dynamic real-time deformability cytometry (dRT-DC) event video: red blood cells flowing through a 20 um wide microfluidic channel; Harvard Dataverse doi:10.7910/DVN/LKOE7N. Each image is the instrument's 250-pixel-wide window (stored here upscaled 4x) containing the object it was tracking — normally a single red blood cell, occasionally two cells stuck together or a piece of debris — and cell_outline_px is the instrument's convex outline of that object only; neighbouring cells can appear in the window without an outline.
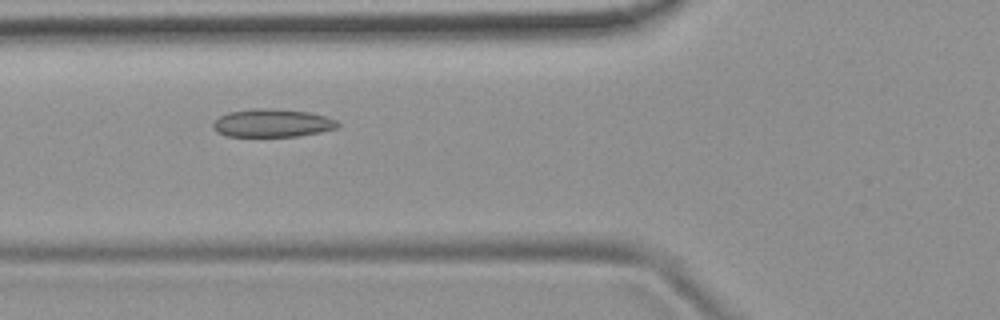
{"species": "common noctule bat (a hibernating species)", "species_latin": "Nyctalus noctula", "temperature_condition": "room temperature", "stored_images_in_passage": 4, "camera_frame_rate_fps": 3000, "um_per_image_px": 0.085, "animal": {"sex": "female", "body_mass_g": 19.9}, "frame": {"image": 1, "passage_image": 3, "time_ms": 0.667, "image_size_px": [1000, 320], "cell_outline_px": [[340, 128], [320, 132], [296, 136], [228, 136], [216, 132], [212, 128], [212, 124], [220, 116], [228, 112], [252, 108], [272, 108], [308, 112], [324, 116], [336, 120], [340, 124]], "centroid_in_image_um": [23.14, 10.45], "position_along_channel_um": 102.7, "area_um2": 20.46}}
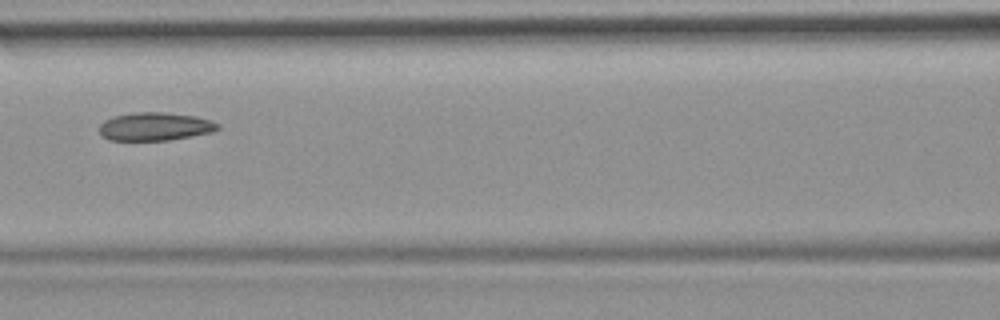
{"frame": {"image": 2, "passage_image": 4, "time_ms": 1.0, "image_size_px": [1000, 320], "cell_outline_px": [[220, 128], [212, 132], [168, 140], [108, 140], [100, 132], [100, 124], [104, 120], [112, 116], [132, 112], [164, 112], [196, 116], [220, 124]], "centroid_in_image_um": [13.16, 10.74], "position_along_channel_um": 153.4, "area_um2": 19.42}}